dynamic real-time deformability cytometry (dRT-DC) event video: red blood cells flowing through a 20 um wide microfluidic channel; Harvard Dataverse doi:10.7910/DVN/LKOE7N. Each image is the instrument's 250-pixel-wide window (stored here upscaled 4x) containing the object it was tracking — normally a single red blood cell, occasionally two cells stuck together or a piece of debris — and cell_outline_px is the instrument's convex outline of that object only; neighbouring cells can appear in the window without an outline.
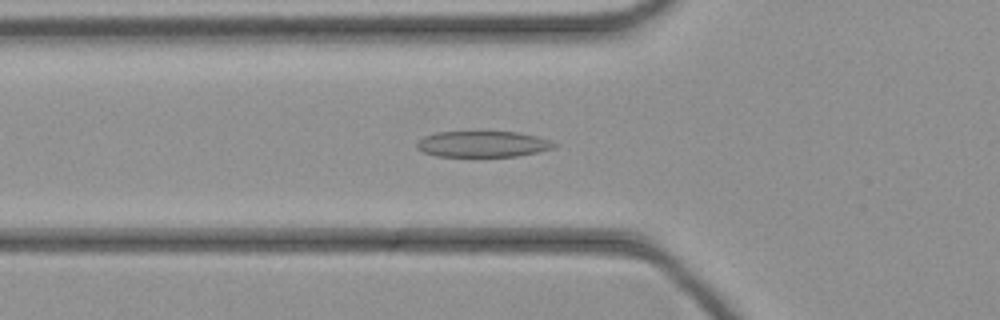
{"species": "common noctule bat (a hibernating species)", "species_latin": "Nyctalus noctula", "temperature_condition": "cold", "stored_images_in_passage": 35, "camera_frame_rate_fps": 3000, "um_per_image_px": 0.085, "animal": {"sex": "female", "body_mass_g": 21.9}, "frame": {"image": 1, "passage_image": 8, "time_ms": 2.333, "image_size_px": [1000, 320], "cell_outline_px": [[560, 144], [556, 148], [516, 156], [436, 156], [424, 152], [416, 148], [416, 144], [424, 136], [436, 132], [516, 132], [536, 136]], "centroid_in_image_um": [41.05, 12.25], "position_along_channel_um": 84.8, "area_um2": 20.69}}
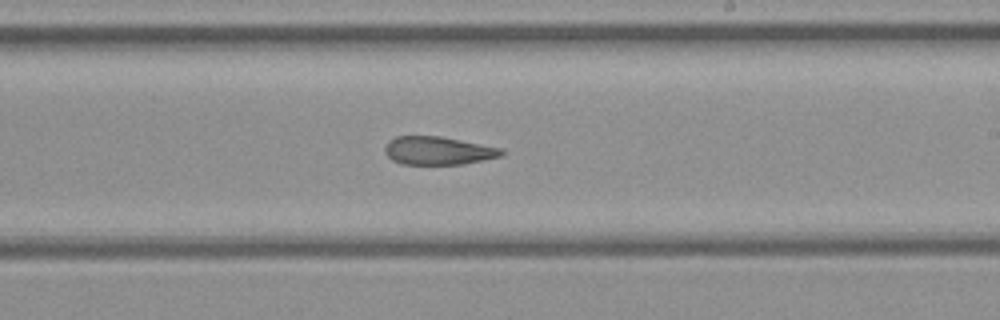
{"frame": {"image": 2, "passage_image": 19, "time_ms": 6.0, "image_size_px": [1000, 320], "cell_outline_px": [[504, 156], [464, 164], [400, 164], [392, 160], [384, 152], [384, 148], [388, 140], [396, 136], [440, 136], [504, 148]], "centroid_in_image_um": [37.26, 12.8], "position_along_channel_um": 251.7, "area_um2": 19.42}}
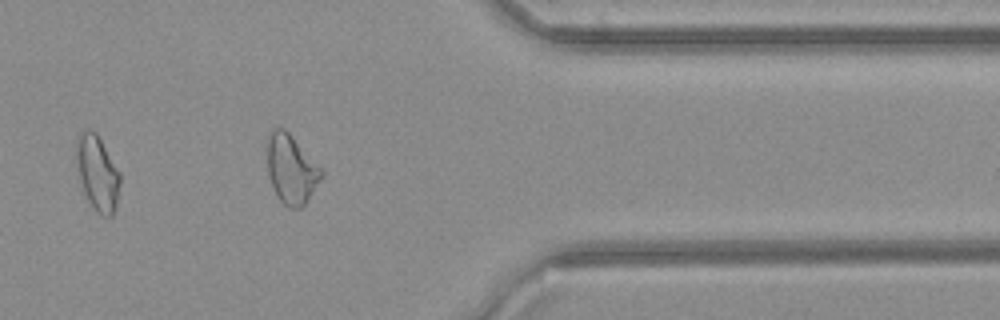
{"frame": {"image": 3, "passage_image": 29, "time_ms": 9.333, "image_size_px": [1000, 320], "cell_outline_px": [[120, 184], [116, 208], [112, 216], [104, 216], [96, 212], [88, 200], [84, 192], [76, 172], [76, 140], [80, 132], [84, 128], [96, 132], [120, 172]], "centroid_in_image_um": [8.26, 14.7], "position_along_channel_um": 403.1, "area_um2": 19.42}}